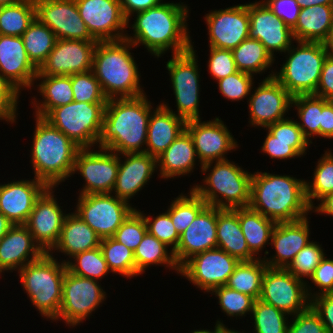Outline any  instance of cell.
<instances>
[{"label":"cell","mask_w":333,"mask_h":333,"mask_svg":"<svg viewBox=\"0 0 333 333\" xmlns=\"http://www.w3.org/2000/svg\"><path fill=\"white\" fill-rule=\"evenodd\" d=\"M210 293L217 297L219 307L228 317H235L237 320V317L252 313L255 299L249 295L232 290L226 285L217 287Z\"/></svg>","instance_id":"681fc988"},{"label":"cell","mask_w":333,"mask_h":333,"mask_svg":"<svg viewBox=\"0 0 333 333\" xmlns=\"http://www.w3.org/2000/svg\"><path fill=\"white\" fill-rule=\"evenodd\" d=\"M198 159L194 142L185 129L175 141L157 157V169L163 179H174L183 175H191Z\"/></svg>","instance_id":"1f68e13d"},{"label":"cell","mask_w":333,"mask_h":333,"mask_svg":"<svg viewBox=\"0 0 333 333\" xmlns=\"http://www.w3.org/2000/svg\"><path fill=\"white\" fill-rule=\"evenodd\" d=\"M254 77L251 74L237 71L232 75L217 81L218 89L225 99L231 101H241L248 98L254 88Z\"/></svg>","instance_id":"11a10c76"},{"label":"cell","mask_w":333,"mask_h":333,"mask_svg":"<svg viewBox=\"0 0 333 333\" xmlns=\"http://www.w3.org/2000/svg\"><path fill=\"white\" fill-rule=\"evenodd\" d=\"M186 130L193 139L200 167L209 162L226 160L229 151L239 148L238 142L219 117L207 122L201 119L187 121Z\"/></svg>","instance_id":"ffe728a7"},{"label":"cell","mask_w":333,"mask_h":333,"mask_svg":"<svg viewBox=\"0 0 333 333\" xmlns=\"http://www.w3.org/2000/svg\"><path fill=\"white\" fill-rule=\"evenodd\" d=\"M53 254L44 253L39 259L26 264L18 272L21 286L42 317L55 320L61 301L63 279L67 266L58 262Z\"/></svg>","instance_id":"52a82bcc"},{"label":"cell","mask_w":333,"mask_h":333,"mask_svg":"<svg viewBox=\"0 0 333 333\" xmlns=\"http://www.w3.org/2000/svg\"><path fill=\"white\" fill-rule=\"evenodd\" d=\"M185 129V120L163 105H157L149 117L145 153L157 158Z\"/></svg>","instance_id":"4dcf8cb0"},{"label":"cell","mask_w":333,"mask_h":333,"mask_svg":"<svg viewBox=\"0 0 333 333\" xmlns=\"http://www.w3.org/2000/svg\"><path fill=\"white\" fill-rule=\"evenodd\" d=\"M40 81L37 86V91L42 95L41 102L35 96L31 100L37 117L44 118L52 109L64 106L74 101V95L71 85V75H37L36 81Z\"/></svg>","instance_id":"e575fe53"},{"label":"cell","mask_w":333,"mask_h":333,"mask_svg":"<svg viewBox=\"0 0 333 333\" xmlns=\"http://www.w3.org/2000/svg\"><path fill=\"white\" fill-rule=\"evenodd\" d=\"M189 8L184 2H162L161 4L135 13L136 17L127 27H131L133 35H126L135 47L142 44L157 59L169 49L179 54L191 49L187 18Z\"/></svg>","instance_id":"6da1fadb"},{"label":"cell","mask_w":333,"mask_h":333,"mask_svg":"<svg viewBox=\"0 0 333 333\" xmlns=\"http://www.w3.org/2000/svg\"><path fill=\"white\" fill-rule=\"evenodd\" d=\"M20 94L0 76V120L13 124L17 119Z\"/></svg>","instance_id":"91938a15"},{"label":"cell","mask_w":333,"mask_h":333,"mask_svg":"<svg viewBox=\"0 0 333 333\" xmlns=\"http://www.w3.org/2000/svg\"><path fill=\"white\" fill-rule=\"evenodd\" d=\"M146 96L108 99L97 148L117 154L145 152L149 117L154 110Z\"/></svg>","instance_id":"7a4b0ae2"},{"label":"cell","mask_w":333,"mask_h":333,"mask_svg":"<svg viewBox=\"0 0 333 333\" xmlns=\"http://www.w3.org/2000/svg\"><path fill=\"white\" fill-rule=\"evenodd\" d=\"M21 38L29 60L37 69L46 61L57 41L55 33L37 18Z\"/></svg>","instance_id":"60d3db41"},{"label":"cell","mask_w":333,"mask_h":333,"mask_svg":"<svg viewBox=\"0 0 333 333\" xmlns=\"http://www.w3.org/2000/svg\"><path fill=\"white\" fill-rule=\"evenodd\" d=\"M232 51L238 71L251 75L261 74L274 64L275 58L257 39H245Z\"/></svg>","instance_id":"f35d334b"},{"label":"cell","mask_w":333,"mask_h":333,"mask_svg":"<svg viewBox=\"0 0 333 333\" xmlns=\"http://www.w3.org/2000/svg\"><path fill=\"white\" fill-rule=\"evenodd\" d=\"M72 258L73 262L69 259H64L62 262L77 276L101 281L104 276L111 273L100 247L78 253Z\"/></svg>","instance_id":"7dc6e473"},{"label":"cell","mask_w":333,"mask_h":333,"mask_svg":"<svg viewBox=\"0 0 333 333\" xmlns=\"http://www.w3.org/2000/svg\"><path fill=\"white\" fill-rule=\"evenodd\" d=\"M259 299L287 313L288 316L303 312L310 306L306 280L295 277L286 268L267 267Z\"/></svg>","instance_id":"4fadbf2b"},{"label":"cell","mask_w":333,"mask_h":333,"mask_svg":"<svg viewBox=\"0 0 333 333\" xmlns=\"http://www.w3.org/2000/svg\"><path fill=\"white\" fill-rule=\"evenodd\" d=\"M36 18L57 39L96 41L79 15L75 0H34Z\"/></svg>","instance_id":"ac0fdd59"},{"label":"cell","mask_w":333,"mask_h":333,"mask_svg":"<svg viewBox=\"0 0 333 333\" xmlns=\"http://www.w3.org/2000/svg\"><path fill=\"white\" fill-rule=\"evenodd\" d=\"M47 187L36 199L33 210L26 222L34 241L45 252L49 253L59 241L66 213L58 202L53 191Z\"/></svg>","instance_id":"44dd1931"},{"label":"cell","mask_w":333,"mask_h":333,"mask_svg":"<svg viewBox=\"0 0 333 333\" xmlns=\"http://www.w3.org/2000/svg\"><path fill=\"white\" fill-rule=\"evenodd\" d=\"M333 139V101H329L321 112L320 138Z\"/></svg>","instance_id":"03108f58"},{"label":"cell","mask_w":333,"mask_h":333,"mask_svg":"<svg viewBox=\"0 0 333 333\" xmlns=\"http://www.w3.org/2000/svg\"><path fill=\"white\" fill-rule=\"evenodd\" d=\"M238 219L250 252L256 257L266 245H270L271 234L276 222L252 210L238 208Z\"/></svg>","instance_id":"8d00e7d4"},{"label":"cell","mask_w":333,"mask_h":333,"mask_svg":"<svg viewBox=\"0 0 333 333\" xmlns=\"http://www.w3.org/2000/svg\"><path fill=\"white\" fill-rule=\"evenodd\" d=\"M143 217L147 226V232L155 236L159 241L165 243L171 250H175L180 239L171 217L167 211L160 213L156 217L146 216L141 210H137Z\"/></svg>","instance_id":"db71d44e"},{"label":"cell","mask_w":333,"mask_h":333,"mask_svg":"<svg viewBox=\"0 0 333 333\" xmlns=\"http://www.w3.org/2000/svg\"><path fill=\"white\" fill-rule=\"evenodd\" d=\"M291 318L288 325V333H327L319 315L309 306Z\"/></svg>","instance_id":"680465c9"},{"label":"cell","mask_w":333,"mask_h":333,"mask_svg":"<svg viewBox=\"0 0 333 333\" xmlns=\"http://www.w3.org/2000/svg\"><path fill=\"white\" fill-rule=\"evenodd\" d=\"M228 333H245V332H240V331H237V330H234V329H230L228 330Z\"/></svg>","instance_id":"34e18365"},{"label":"cell","mask_w":333,"mask_h":333,"mask_svg":"<svg viewBox=\"0 0 333 333\" xmlns=\"http://www.w3.org/2000/svg\"><path fill=\"white\" fill-rule=\"evenodd\" d=\"M208 72L218 81L237 72L231 50L209 47Z\"/></svg>","instance_id":"6f0895ef"},{"label":"cell","mask_w":333,"mask_h":333,"mask_svg":"<svg viewBox=\"0 0 333 333\" xmlns=\"http://www.w3.org/2000/svg\"><path fill=\"white\" fill-rule=\"evenodd\" d=\"M323 45L330 55H333V20L327 38L323 41Z\"/></svg>","instance_id":"8c879c8a"},{"label":"cell","mask_w":333,"mask_h":333,"mask_svg":"<svg viewBox=\"0 0 333 333\" xmlns=\"http://www.w3.org/2000/svg\"><path fill=\"white\" fill-rule=\"evenodd\" d=\"M202 172L207 174L203 184L191 189L207 205L220 209L249 207L252 173L228 159L203 164Z\"/></svg>","instance_id":"8992f818"},{"label":"cell","mask_w":333,"mask_h":333,"mask_svg":"<svg viewBox=\"0 0 333 333\" xmlns=\"http://www.w3.org/2000/svg\"><path fill=\"white\" fill-rule=\"evenodd\" d=\"M125 18L130 22L132 15L146 11L162 3L163 0H119Z\"/></svg>","instance_id":"e7e4bbea"},{"label":"cell","mask_w":333,"mask_h":333,"mask_svg":"<svg viewBox=\"0 0 333 333\" xmlns=\"http://www.w3.org/2000/svg\"><path fill=\"white\" fill-rule=\"evenodd\" d=\"M315 96L333 101V55L328 54L322 67Z\"/></svg>","instance_id":"be15d7a7"},{"label":"cell","mask_w":333,"mask_h":333,"mask_svg":"<svg viewBox=\"0 0 333 333\" xmlns=\"http://www.w3.org/2000/svg\"><path fill=\"white\" fill-rule=\"evenodd\" d=\"M100 241L96 232L77 213L71 212L64 219L59 241L49 253L57 250L72 259L78 253L99 247Z\"/></svg>","instance_id":"d6a6232c"},{"label":"cell","mask_w":333,"mask_h":333,"mask_svg":"<svg viewBox=\"0 0 333 333\" xmlns=\"http://www.w3.org/2000/svg\"><path fill=\"white\" fill-rule=\"evenodd\" d=\"M267 7L292 30L298 20L301 7L296 0H262Z\"/></svg>","instance_id":"94428289"},{"label":"cell","mask_w":333,"mask_h":333,"mask_svg":"<svg viewBox=\"0 0 333 333\" xmlns=\"http://www.w3.org/2000/svg\"><path fill=\"white\" fill-rule=\"evenodd\" d=\"M168 249L169 247L165 243L147 232L134 251L137 276L145 273V270L152 265H163L180 274V267L175 260L174 252Z\"/></svg>","instance_id":"74e56055"},{"label":"cell","mask_w":333,"mask_h":333,"mask_svg":"<svg viewBox=\"0 0 333 333\" xmlns=\"http://www.w3.org/2000/svg\"><path fill=\"white\" fill-rule=\"evenodd\" d=\"M97 42L57 39L53 50L38 69L37 75L70 76L92 70Z\"/></svg>","instance_id":"7402d4cb"},{"label":"cell","mask_w":333,"mask_h":333,"mask_svg":"<svg viewBox=\"0 0 333 333\" xmlns=\"http://www.w3.org/2000/svg\"><path fill=\"white\" fill-rule=\"evenodd\" d=\"M207 23L209 47L233 50L249 38L248 4H238L212 10L204 16Z\"/></svg>","instance_id":"d6986e66"},{"label":"cell","mask_w":333,"mask_h":333,"mask_svg":"<svg viewBox=\"0 0 333 333\" xmlns=\"http://www.w3.org/2000/svg\"><path fill=\"white\" fill-rule=\"evenodd\" d=\"M295 43L297 46L292 43L286 50L287 60L279 72H274L273 77L292 96L314 94L323 63L329 53L322 42L295 41Z\"/></svg>","instance_id":"ba28073f"},{"label":"cell","mask_w":333,"mask_h":333,"mask_svg":"<svg viewBox=\"0 0 333 333\" xmlns=\"http://www.w3.org/2000/svg\"><path fill=\"white\" fill-rule=\"evenodd\" d=\"M333 20V6L316 5L302 8L292 29L295 41L322 42L327 38Z\"/></svg>","instance_id":"d590c367"},{"label":"cell","mask_w":333,"mask_h":333,"mask_svg":"<svg viewBox=\"0 0 333 333\" xmlns=\"http://www.w3.org/2000/svg\"><path fill=\"white\" fill-rule=\"evenodd\" d=\"M240 261L220 248L195 254L180 267V275L200 290L210 293L226 285Z\"/></svg>","instance_id":"9a60e30c"},{"label":"cell","mask_w":333,"mask_h":333,"mask_svg":"<svg viewBox=\"0 0 333 333\" xmlns=\"http://www.w3.org/2000/svg\"><path fill=\"white\" fill-rule=\"evenodd\" d=\"M124 156L125 160L122 161ZM157 158L148 153L119 154V169L117 179L112 190L119 199L130 202L157 172Z\"/></svg>","instance_id":"484cf974"},{"label":"cell","mask_w":333,"mask_h":333,"mask_svg":"<svg viewBox=\"0 0 333 333\" xmlns=\"http://www.w3.org/2000/svg\"><path fill=\"white\" fill-rule=\"evenodd\" d=\"M255 333H288V314L273 305L255 300L253 310ZM287 316V317H286Z\"/></svg>","instance_id":"c3c4849f"},{"label":"cell","mask_w":333,"mask_h":333,"mask_svg":"<svg viewBox=\"0 0 333 333\" xmlns=\"http://www.w3.org/2000/svg\"><path fill=\"white\" fill-rule=\"evenodd\" d=\"M79 15L96 41H115L126 37L128 20L119 0H75Z\"/></svg>","instance_id":"e0dca14e"},{"label":"cell","mask_w":333,"mask_h":333,"mask_svg":"<svg viewBox=\"0 0 333 333\" xmlns=\"http://www.w3.org/2000/svg\"><path fill=\"white\" fill-rule=\"evenodd\" d=\"M267 267L262 258L240 261L229 276L226 286L257 300L261 295L262 279Z\"/></svg>","instance_id":"ab89813d"},{"label":"cell","mask_w":333,"mask_h":333,"mask_svg":"<svg viewBox=\"0 0 333 333\" xmlns=\"http://www.w3.org/2000/svg\"><path fill=\"white\" fill-rule=\"evenodd\" d=\"M147 233L144 217L135 209L116 230L112 238L133 252Z\"/></svg>","instance_id":"f5cc1de1"},{"label":"cell","mask_w":333,"mask_h":333,"mask_svg":"<svg viewBox=\"0 0 333 333\" xmlns=\"http://www.w3.org/2000/svg\"><path fill=\"white\" fill-rule=\"evenodd\" d=\"M44 253L25 224L13 225L6 235L0 238V275L4 271H19Z\"/></svg>","instance_id":"f546056e"},{"label":"cell","mask_w":333,"mask_h":333,"mask_svg":"<svg viewBox=\"0 0 333 333\" xmlns=\"http://www.w3.org/2000/svg\"><path fill=\"white\" fill-rule=\"evenodd\" d=\"M99 247L110 272L129 279L137 276L134 252L131 249L112 237L101 239Z\"/></svg>","instance_id":"ee69618b"},{"label":"cell","mask_w":333,"mask_h":333,"mask_svg":"<svg viewBox=\"0 0 333 333\" xmlns=\"http://www.w3.org/2000/svg\"><path fill=\"white\" fill-rule=\"evenodd\" d=\"M267 136L261 146V152L271 159H292L306 155L310 146L309 140L303 135L297 119L289 117L266 127Z\"/></svg>","instance_id":"f1b7e54d"},{"label":"cell","mask_w":333,"mask_h":333,"mask_svg":"<svg viewBox=\"0 0 333 333\" xmlns=\"http://www.w3.org/2000/svg\"><path fill=\"white\" fill-rule=\"evenodd\" d=\"M132 204L110 194L79 195L75 213L101 238L112 237L136 209Z\"/></svg>","instance_id":"7c38bea8"},{"label":"cell","mask_w":333,"mask_h":333,"mask_svg":"<svg viewBox=\"0 0 333 333\" xmlns=\"http://www.w3.org/2000/svg\"><path fill=\"white\" fill-rule=\"evenodd\" d=\"M106 104L73 101L52 109L44 119L81 149L92 148L101 134Z\"/></svg>","instance_id":"9c48e42d"},{"label":"cell","mask_w":333,"mask_h":333,"mask_svg":"<svg viewBox=\"0 0 333 333\" xmlns=\"http://www.w3.org/2000/svg\"><path fill=\"white\" fill-rule=\"evenodd\" d=\"M126 38L98 41L93 54L92 72L108 99L135 98L146 94L141 88L139 69Z\"/></svg>","instance_id":"277c9868"},{"label":"cell","mask_w":333,"mask_h":333,"mask_svg":"<svg viewBox=\"0 0 333 333\" xmlns=\"http://www.w3.org/2000/svg\"><path fill=\"white\" fill-rule=\"evenodd\" d=\"M46 188L36 178L0 184V213L14 225L26 224L36 199Z\"/></svg>","instance_id":"4316f807"},{"label":"cell","mask_w":333,"mask_h":333,"mask_svg":"<svg viewBox=\"0 0 333 333\" xmlns=\"http://www.w3.org/2000/svg\"><path fill=\"white\" fill-rule=\"evenodd\" d=\"M214 330L210 331V329H202V330H194L191 333H228V327L225 326V324L223 322H221V320H217L214 326Z\"/></svg>","instance_id":"89a4df30"},{"label":"cell","mask_w":333,"mask_h":333,"mask_svg":"<svg viewBox=\"0 0 333 333\" xmlns=\"http://www.w3.org/2000/svg\"><path fill=\"white\" fill-rule=\"evenodd\" d=\"M309 279L314 283L316 288H319V292L315 291L312 293V286L308 285V281L306 282V291L309 300L322 294L333 293V259H328L324 256Z\"/></svg>","instance_id":"9f6ffc18"},{"label":"cell","mask_w":333,"mask_h":333,"mask_svg":"<svg viewBox=\"0 0 333 333\" xmlns=\"http://www.w3.org/2000/svg\"><path fill=\"white\" fill-rule=\"evenodd\" d=\"M37 73L38 69L29 60L22 38L0 35V76L20 94V90L34 87Z\"/></svg>","instance_id":"cb8c5ba5"},{"label":"cell","mask_w":333,"mask_h":333,"mask_svg":"<svg viewBox=\"0 0 333 333\" xmlns=\"http://www.w3.org/2000/svg\"><path fill=\"white\" fill-rule=\"evenodd\" d=\"M305 182L290 175L252 173L249 207L276 223L303 219L312 210Z\"/></svg>","instance_id":"3957f363"},{"label":"cell","mask_w":333,"mask_h":333,"mask_svg":"<svg viewBox=\"0 0 333 333\" xmlns=\"http://www.w3.org/2000/svg\"><path fill=\"white\" fill-rule=\"evenodd\" d=\"M325 255L319 242L312 240L296 254L286 269L297 278L309 279Z\"/></svg>","instance_id":"816d5d0a"},{"label":"cell","mask_w":333,"mask_h":333,"mask_svg":"<svg viewBox=\"0 0 333 333\" xmlns=\"http://www.w3.org/2000/svg\"><path fill=\"white\" fill-rule=\"evenodd\" d=\"M318 206H313L311 209L312 212H317L319 215L326 214L333 217V192L326 194L319 200ZM314 209V210H313Z\"/></svg>","instance_id":"003e7915"},{"label":"cell","mask_w":333,"mask_h":333,"mask_svg":"<svg viewBox=\"0 0 333 333\" xmlns=\"http://www.w3.org/2000/svg\"><path fill=\"white\" fill-rule=\"evenodd\" d=\"M34 119L36 127L30 153L34 178L56 188L72 176L81 148L44 118L35 116Z\"/></svg>","instance_id":"5b68a950"},{"label":"cell","mask_w":333,"mask_h":333,"mask_svg":"<svg viewBox=\"0 0 333 333\" xmlns=\"http://www.w3.org/2000/svg\"><path fill=\"white\" fill-rule=\"evenodd\" d=\"M248 15L249 38L259 40L273 58L277 51L285 53L295 43L292 30L263 1L248 3Z\"/></svg>","instance_id":"603a6c76"},{"label":"cell","mask_w":333,"mask_h":333,"mask_svg":"<svg viewBox=\"0 0 333 333\" xmlns=\"http://www.w3.org/2000/svg\"><path fill=\"white\" fill-rule=\"evenodd\" d=\"M36 18L34 0L0 7V35L22 36Z\"/></svg>","instance_id":"7bdbcfd3"},{"label":"cell","mask_w":333,"mask_h":333,"mask_svg":"<svg viewBox=\"0 0 333 333\" xmlns=\"http://www.w3.org/2000/svg\"><path fill=\"white\" fill-rule=\"evenodd\" d=\"M14 224L0 213V238L4 237Z\"/></svg>","instance_id":"2644e50d"},{"label":"cell","mask_w":333,"mask_h":333,"mask_svg":"<svg viewBox=\"0 0 333 333\" xmlns=\"http://www.w3.org/2000/svg\"><path fill=\"white\" fill-rule=\"evenodd\" d=\"M296 2L301 7V9L316 5L333 6V0H296Z\"/></svg>","instance_id":"a7ac6f4b"},{"label":"cell","mask_w":333,"mask_h":333,"mask_svg":"<svg viewBox=\"0 0 333 333\" xmlns=\"http://www.w3.org/2000/svg\"><path fill=\"white\" fill-rule=\"evenodd\" d=\"M71 85L76 102L107 103L99 81L92 70L71 75Z\"/></svg>","instance_id":"f907efd6"},{"label":"cell","mask_w":333,"mask_h":333,"mask_svg":"<svg viewBox=\"0 0 333 333\" xmlns=\"http://www.w3.org/2000/svg\"><path fill=\"white\" fill-rule=\"evenodd\" d=\"M316 164L313 181L305 182L306 199L311 208L315 204V199L319 202L326 194L333 192V153L331 150L327 149Z\"/></svg>","instance_id":"bcb514c9"},{"label":"cell","mask_w":333,"mask_h":333,"mask_svg":"<svg viewBox=\"0 0 333 333\" xmlns=\"http://www.w3.org/2000/svg\"><path fill=\"white\" fill-rule=\"evenodd\" d=\"M310 306L319 315L327 333H333V293L312 298Z\"/></svg>","instance_id":"6125c7cd"},{"label":"cell","mask_w":333,"mask_h":333,"mask_svg":"<svg viewBox=\"0 0 333 333\" xmlns=\"http://www.w3.org/2000/svg\"><path fill=\"white\" fill-rule=\"evenodd\" d=\"M20 0H0V7L5 5H11L19 2Z\"/></svg>","instance_id":"753ad0ef"},{"label":"cell","mask_w":333,"mask_h":333,"mask_svg":"<svg viewBox=\"0 0 333 333\" xmlns=\"http://www.w3.org/2000/svg\"><path fill=\"white\" fill-rule=\"evenodd\" d=\"M217 207L206 205L180 234L174 257L181 267L195 254L217 248Z\"/></svg>","instance_id":"d4e9b609"},{"label":"cell","mask_w":333,"mask_h":333,"mask_svg":"<svg viewBox=\"0 0 333 333\" xmlns=\"http://www.w3.org/2000/svg\"><path fill=\"white\" fill-rule=\"evenodd\" d=\"M217 248L227 252L239 261H252L255 257L249 250L243 235L239 219L238 208H217Z\"/></svg>","instance_id":"836d02e7"},{"label":"cell","mask_w":333,"mask_h":333,"mask_svg":"<svg viewBox=\"0 0 333 333\" xmlns=\"http://www.w3.org/2000/svg\"><path fill=\"white\" fill-rule=\"evenodd\" d=\"M195 52L197 51L191 45L190 50L171 55L172 58L166 64L177 111H173L168 103H160L186 122L201 119L199 113L200 74L198 71L200 69Z\"/></svg>","instance_id":"30bf717a"},{"label":"cell","mask_w":333,"mask_h":333,"mask_svg":"<svg viewBox=\"0 0 333 333\" xmlns=\"http://www.w3.org/2000/svg\"><path fill=\"white\" fill-rule=\"evenodd\" d=\"M308 217L293 222L276 223L271 234V247L275 249V255L263 261L271 268H286L296 254L310 241V226Z\"/></svg>","instance_id":"83f0119b"},{"label":"cell","mask_w":333,"mask_h":333,"mask_svg":"<svg viewBox=\"0 0 333 333\" xmlns=\"http://www.w3.org/2000/svg\"><path fill=\"white\" fill-rule=\"evenodd\" d=\"M98 149L83 148L77 153L72 176L78 172L85 180L79 195L112 193L119 169V154Z\"/></svg>","instance_id":"5bb4252c"},{"label":"cell","mask_w":333,"mask_h":333,"mask_svg":"<svg viewBox=\"0 0 333 333\" xmlns=\"http://www.w3.org/2000/svg\"><path fill=\"white\" fill-rule=\"evenodd\" d=\"M188 194L181 193L178 195L166 210L179 235L186 230L198 213L207 205L192 189Z\"/></svg>","instance_id":"f6af8a7d"},{"label":"cell","mask_w":333,"mask_h":333,"mask_svg":"<svg viewBox=\"0 0 333 333\" xmlns=\"http://www.w3.org/2000/svg\"><path fill=\"white\" fill-rule=\"evenodd\" d=\"M106 295L97 280L77 276L67 269L63 279L61 307L54 321L64 320L72 328L81 325L93 311L101 307Z\"/></svg>","instance_id":"8fae6325"},{"label":"cell","mask_w":333,"mask_h":333,"mask_svg":"<svg viewBox=\"0 0 333 333\" xmlns=\"http://www.w3.org/2000/svg\"><path fill=\"white\" fill-rule=\"evenodd\" d=\"M271 72L254 88L247 101L249 123L254 128L260 126L265 129L268 125L286 119L291 109L293 96L273 77L274 71Z\"/></svg>","instance_id":"2e32d148"},{"label":"cell","mask_w":333,"mask_h":333,"mask_svg":"<svg viewBox=\"0 0 333 333\" xmlns=\"http://www.w3.org/2000/svg\"><path fill=\"white\" fill-rule=\"evenodd\" d=\"M329 101L313 94L296 95L292 98L291 108L297 109L300 120L297 124L311 144L313 136L320 137L321 112Z\"/></svg>","instance_id":"b9f144b4"}]
</instances>
